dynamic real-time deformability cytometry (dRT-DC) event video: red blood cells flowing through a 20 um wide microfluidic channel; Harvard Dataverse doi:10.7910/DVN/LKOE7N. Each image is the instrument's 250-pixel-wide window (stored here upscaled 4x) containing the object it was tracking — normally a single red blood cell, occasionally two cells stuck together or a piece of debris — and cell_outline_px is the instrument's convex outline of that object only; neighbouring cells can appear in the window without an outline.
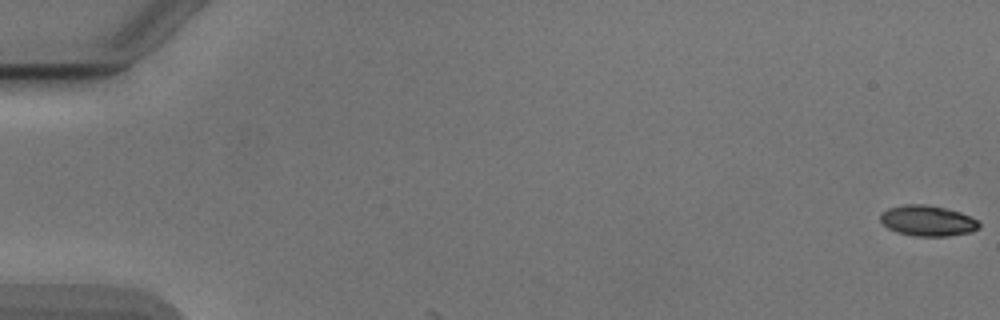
{"species": "Egyptian fruit bat (a non-hibernating species)", "species_latin": "Rousettus aegyptiacus", "temperature_condition": "cold", "stored_images_in_passage": 3, "camera_frame_rate_fps": 3000, "um_per_image_px": 0.085, "animal": {"sex": "male"}, "frame": {"image": 1, "passage_image": 1, "time_ms": 0.0, "image_size_px": [1000, 320], "cell_outline_px": [[980, 228], [972, 232], [948, 236], [916, 236], [896, 232], [888, 228], [880, 220], [880, 216], [888, 208], [904, 204], [924, 204], [944, 208], [960, 212], [972, 216], [980, 224]], "centroid_in_image_um": [78.87, 18.77], "position_along_channel_um": 6.1, "area_um2": 17.63}}